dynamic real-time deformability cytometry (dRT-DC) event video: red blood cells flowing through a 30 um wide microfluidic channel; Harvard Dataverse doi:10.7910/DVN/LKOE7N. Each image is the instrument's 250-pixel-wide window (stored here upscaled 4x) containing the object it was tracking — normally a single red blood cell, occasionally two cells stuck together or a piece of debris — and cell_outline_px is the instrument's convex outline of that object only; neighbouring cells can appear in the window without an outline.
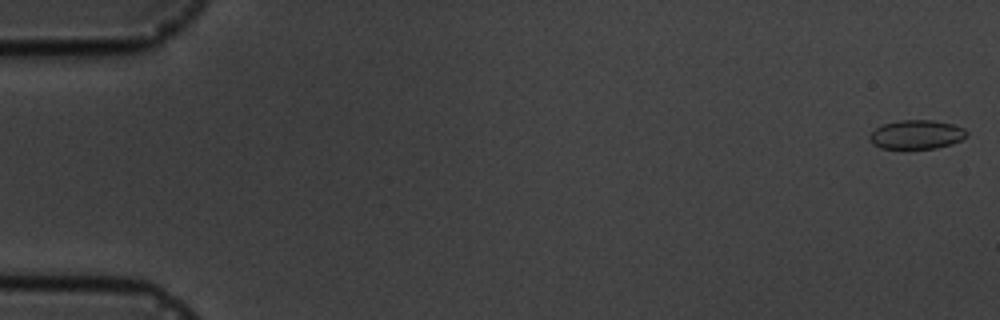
{"species": "common noctule bat (a hibernating species)", "species_latin": "Nyctalus noctula", "temperature_condition": "cold", "stored_images_in_passage": 10, "camera_frame_rate_fps": 3000, "um_per_image_px": 0.085, "animal": {"sex": "male", "body_mass_g": 19.5, "forearm_length_mm": 54.6}, "frame": {"image": 1, "passage_image": 1, "time_ms": 0.0, "image_size_px": [1000, 320], "cell_outline_px": [[968, 136], [952, 144], [936, 148], [880, 148], [872, 144], [868, 136], [876, 128], [884, 124], [900, 120], [932, 120], [952, 124], [964, 128], [968, 132]], "centroid_in_image_um": [77.92, 11.43], "position_along_channel_um": 7.1, "area_um2": 16.36}}
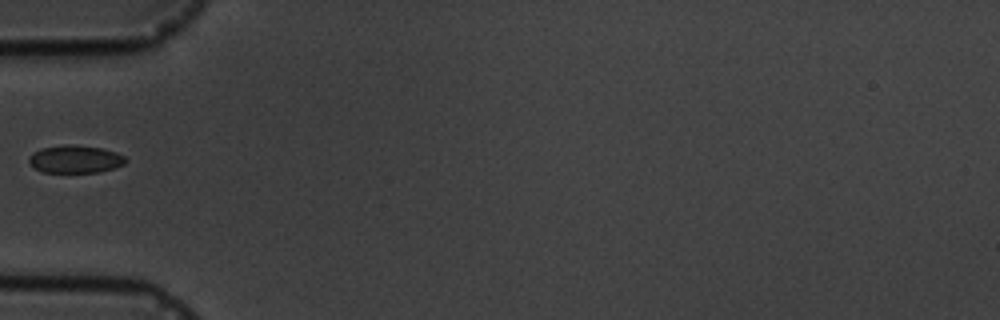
{"frame": {"image": 2, "passage_image": 6, "time_ms": 6.0, "image_size_px": [1000, 320], "cell_outline_px": [[128, 160], [124, 164], [100, 172], [44, 172], [36, 168], [28, 160], [28, 156], [32, 152], [40, 148], [64, 144], [68, 144], [100, 148], [116, 152], [124, 156]], "centroid_in_image_um": [6.38, 13.52], "position_along_channel_um": 78.6, "area_um2": 15.55}}
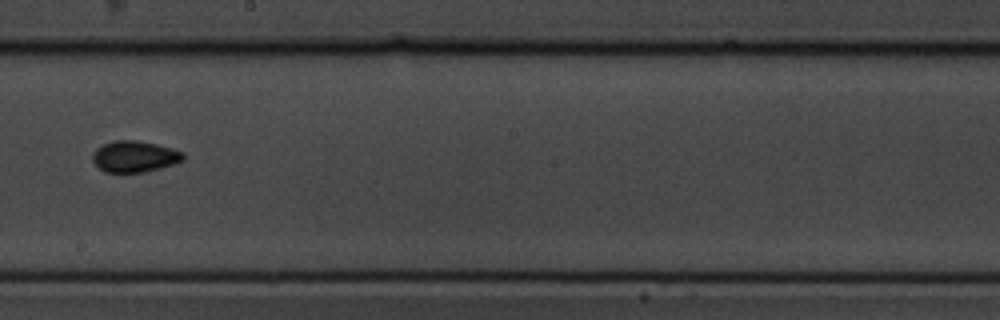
{"frame": {"image": 3, "passage_image": 10, "time_ms": 10.333, "image_size_px": [1000, 320], "cell_outline_px": [[184, 160], [176, 164], [144, 172], [104, 172], [92, 160], [92, 156], [96, 148], [104, 144], [116, 140], [136, 140], [156, 144], [172, 148], [184, 152]], "centroid_in_image_um": [11.47, 13.3], "position_along_channel_um": 236.7, "area_um2": 16.53}}